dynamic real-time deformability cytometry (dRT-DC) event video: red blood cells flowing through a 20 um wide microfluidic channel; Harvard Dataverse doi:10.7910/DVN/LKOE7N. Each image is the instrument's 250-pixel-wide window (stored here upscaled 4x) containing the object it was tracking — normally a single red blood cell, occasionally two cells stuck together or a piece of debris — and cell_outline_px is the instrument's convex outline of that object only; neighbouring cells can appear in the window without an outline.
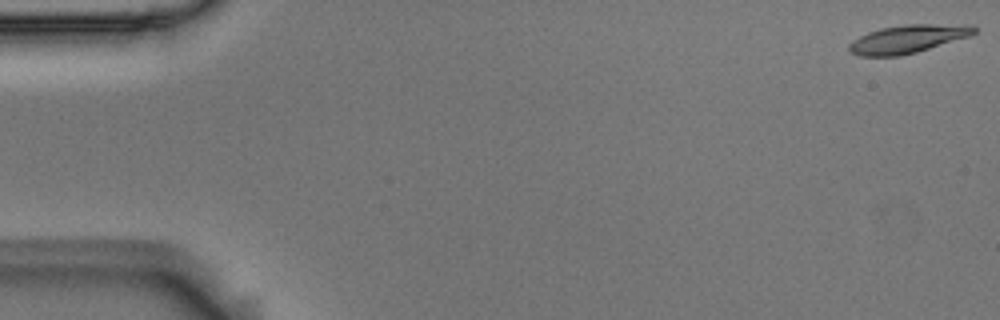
{"species": "Egyptian fruit bat (a non-hibernating species)", "species_latin": "Rousettus aegyptiacus", "temperature_condition": "room temperature", "stored_images_in_passage": 55, "camera_frame_rate_fps": 3000, "um_per_image_px": 0.085, "animal": {"sex": "male"}, "frame": {"image": 1, "passage_image": 1, "time_ms": 0.0, "image_size_px": [1000, 320], "cell_outline_px": [[976, 32], [968, 36], [916, 52], [900, 56], [860, 56], [848, 52], [848, 44], [852, 40], [868, 32], [880, 28], [904, 24], [972, 24], [976, 28]], "centroid_in_image_um": [77.12, 3.3], "position_along_channel_um": 7.9, "area_um2": 20.58}}
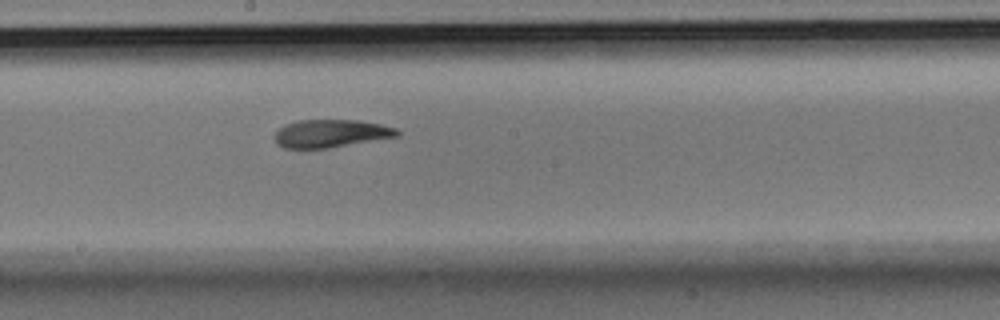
{"frame": {"image": 2, "passage_image": 30, "time_ms": 9.667, "image_size_px": [1000, 320], "cell_outline_px": [[400, 136], [328, 148], [284, 148], [276, 144], [272, 136], [284, 124], [296, 120], [360, 120], [380, 124], [396, 128], [400, 132]], "centroid_in_image_um": [28.1, 11.34], "position_along_channel_um": 220.1, "area_um2": 20.11}}
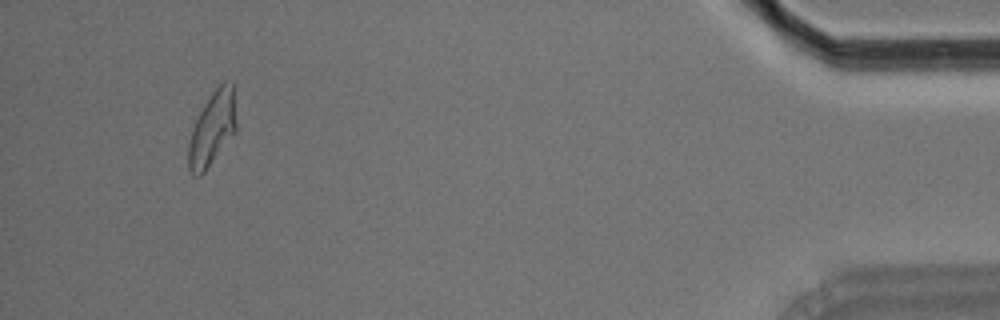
{"frame": {"image": 3, "passage_image": 52, "time_ms": 17.0, "image_size_px": [1000, 320], "cell_outline_px": [[236, 132], [204, 172], [200, 176], [196, 176], [188, 168], [188, 144], [192, 128], [204, 104], [212, 92], [224, 80], [232, 80], [236, 120]], "centroid_in_image_um": [18.05, 10.92], "position_along_channel_um": 417.1, "area_um2": 20.58}, "authors_computed_cell_mechanics": {"area_um2": 20.5768, "velocity_mm_per_s": 3.6436, "shape_relaxation_time_tau1_ms": 4.9756, "shape_relaxation_time_tau2_ms": 4.4216, "deformation_change_tau1": 0.1967, "deformation_change_tau2": 0.0821}}